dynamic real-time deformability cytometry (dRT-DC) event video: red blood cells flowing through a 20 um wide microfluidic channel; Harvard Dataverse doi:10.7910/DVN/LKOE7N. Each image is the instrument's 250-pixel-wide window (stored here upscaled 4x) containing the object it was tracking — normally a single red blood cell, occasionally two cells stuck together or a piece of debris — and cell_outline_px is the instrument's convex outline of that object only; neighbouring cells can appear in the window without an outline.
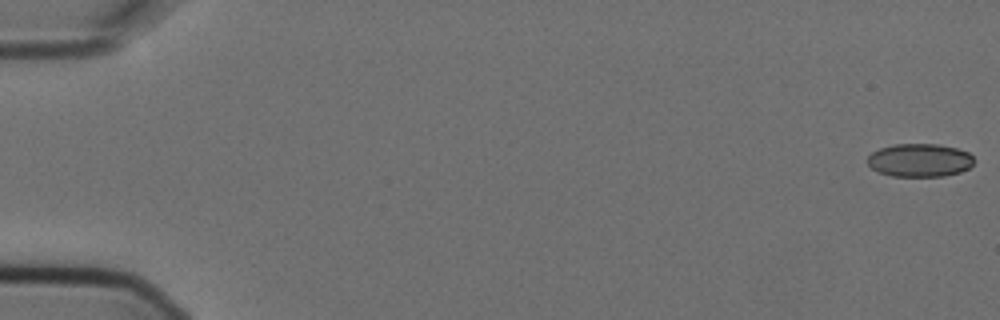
{"species": "Egyptian fruit bat (a non-hibernating species)", "species_latin": "Rousettus aegyptiacus", "temperature_condition": "cold", "stored_images_in_passage": 6, "segment_of_instrument_passage": [1, 2], "camera_frame_rate_fps": 3000, "um_per_image_px": 0.085, "animal": {"sex": "female"}, "frame": {"image": 1, "passage_image": 1, "time_ms": 0.0, "image_size_px": [1000, 320], "cell_outline_px": [[972, 164], [968, 168], [960, 172], [944, 176], [892, 176], [880, 172], [872, 168], [868, 164], [868, 156], [872, 152], [880, 148], [896, 144], [940, 144], [956, 148], [968, 152], [972, 156]], "centroid_in_image_um": [78.17, 13.61], "position_along_channel_um": 6.8, "area_um2": 20.46}}
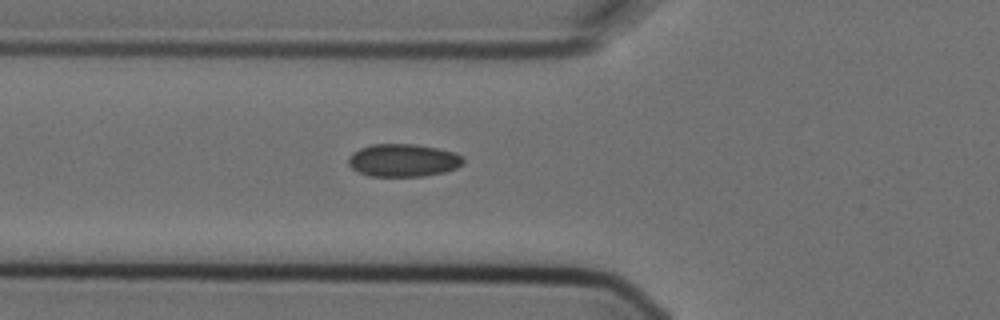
{"frame": {"image": 2, "passage_image": 5, "time_ms": 1.333, "image_size_px": [1000, 320], "cell_outline_px": [[464, 164], [456, 168], [444, 172], [424, 176], [368, 176], [352, 168], [348, 164], [348, 156], [352, 152], [360, 148], [372, 144], [416, 144], [456, 152], [464, 160]], "centroid_in_image_um": [34.26, 13.62], "position_along_channel_um": 91.5, "area_um2": 22.02}}